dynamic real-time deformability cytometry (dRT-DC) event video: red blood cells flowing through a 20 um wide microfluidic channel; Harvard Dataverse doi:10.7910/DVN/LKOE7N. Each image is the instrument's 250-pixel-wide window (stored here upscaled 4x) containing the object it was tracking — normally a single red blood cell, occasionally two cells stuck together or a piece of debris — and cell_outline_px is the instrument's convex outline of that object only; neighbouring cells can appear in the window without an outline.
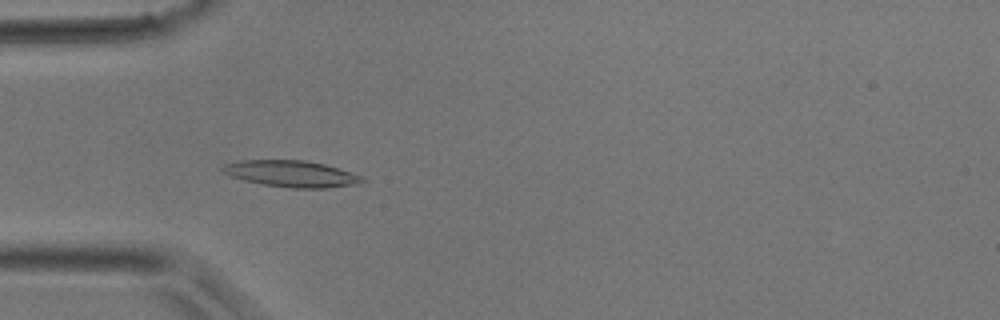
{"species": "common noctule bat (a hibernating species)", "species_latin": "Nyctalus noctula", "temperature_condition": "room temperature", "stored_images_in_passage": 3, "camera_frame_rate_fps": 3000, "um_per_image_px": 0.085, "animal": {"sex": "male", "body_mass_g": 17.9}, "frame": {"image": 1, "passage_image": 2, "time_ms": 2.333, "image_size_px": [1000, 320], "cell_outline_px": [[368, 180], [364, 184], [324, 188], [292, 188], [264, 184], [244, 180], [232, 176], [224, 172], [220, 168], [224, 164], [240, 160], [304, 160], [324, 164], [364, 176]], "centroid_in_image_um": [24.86, 14.77], "position_along_channel_um": 60.1, "area_um2": 21.62}}
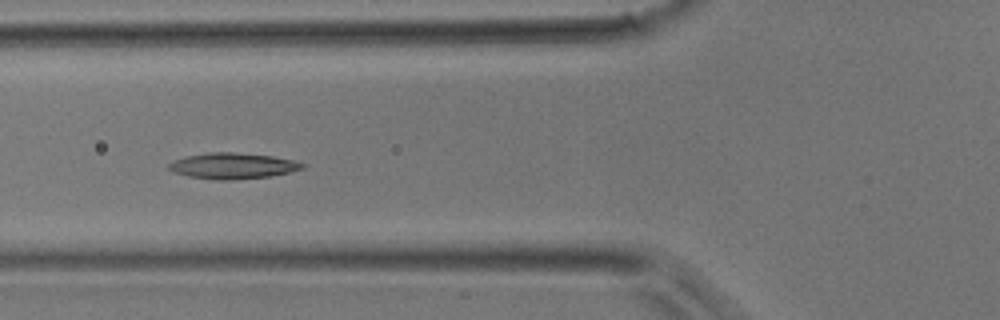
{"frame": {"image": 2, "passage_image": 3, "time_ms": 3.333, "image_size_px": [1000, 320], "cell_outline_px": [[304, 168], [288, 172], [268, 176], [232, 180], [216, 180], [188, 176], [176, 172], [168, 168], [168, 164], [172, 160], [184, 156], [208, 152], [236, 152], [272, 156], [292, 160], [304, 164]], "centroid_in_image_um": [19.72, 14.09], "position_along_channel_um": 106.1, "area_um2": 20.06}}